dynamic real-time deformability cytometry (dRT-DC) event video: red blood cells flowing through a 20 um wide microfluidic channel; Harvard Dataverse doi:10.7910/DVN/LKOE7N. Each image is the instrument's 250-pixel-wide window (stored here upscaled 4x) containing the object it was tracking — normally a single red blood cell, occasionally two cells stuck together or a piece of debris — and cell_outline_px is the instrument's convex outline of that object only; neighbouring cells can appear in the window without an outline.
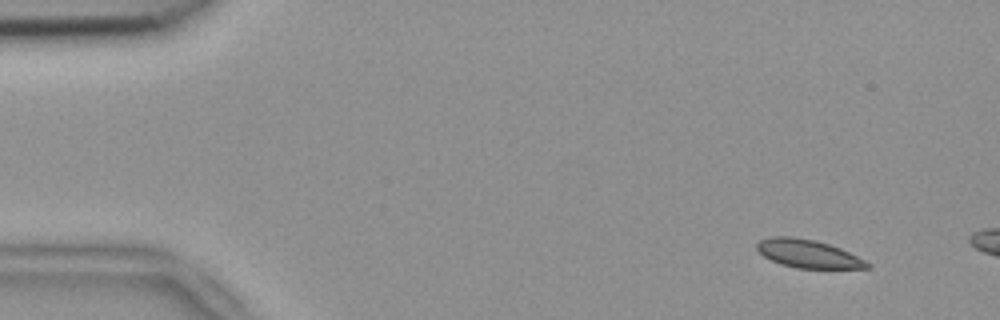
{"species": "common noctule bat (a hibernating species)", "species_latin": "Nyctalus noctula", "temperature_condition": "room temperature", "stored_images_in_passage": 10, "camera_frame_rate_fps": 3000, "um_per_image_px": 0.085, "animal": {"sex": "female", "body_mass_g": 18.4}, "frame": {"image": 1, "passage_image": 5, "time_ms": 1.333, "image_size_px": [1000, 320], "cell_outline_px": [[872, 268], [796, 268], [780, 264], [764, 256], [756, 248], [756, 244], [760, 240], [768, 236], [792, 236], [816, 240], [840, 248], [872, 264]], "centroid_in_image_um": [68.67, 21.56], "position_along_channel_um": 16.3, "area_um2": 18.09}}